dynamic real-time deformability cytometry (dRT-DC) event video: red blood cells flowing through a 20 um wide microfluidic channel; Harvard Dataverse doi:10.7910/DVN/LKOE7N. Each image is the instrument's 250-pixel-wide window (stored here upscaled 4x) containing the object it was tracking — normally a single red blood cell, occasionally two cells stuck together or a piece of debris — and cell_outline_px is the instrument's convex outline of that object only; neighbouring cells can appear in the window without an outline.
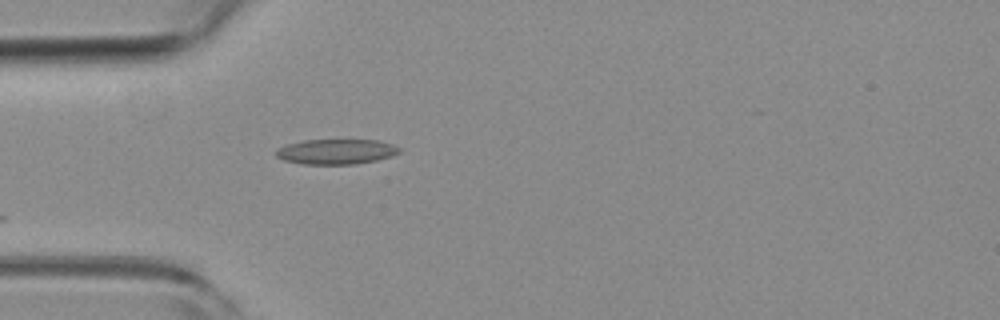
{"species": "common noctule bat (a hibernating species)", "species_latin": "Nyctalus noctula", "temperature_condition": "room temperature", "stored_images_in_passage": 10, "camera_frame_rate_fps": 3000, "um_per_image_px": 0.085, "animal": {"sex": "female", "body_mass_g": 19.3, "forearm_length_mm": 54.1}, "frame": {"image": 1, "passage_image": 1, "time_ms": 0.0, "image_size_px": [1000, 320], "cell_outline_px": [[400, 152], [392, 156], [376, 160], [356, 164], [304, 164], [284, 160], [276, 156], [276, 148], [288, 144], [304, 140], [380, 140], [392, 144], [400, 148]], "centroid_in_image_um": [28.59, 12.89], "position_along_channel_um": 56.4, "area_um2": 18.03}}
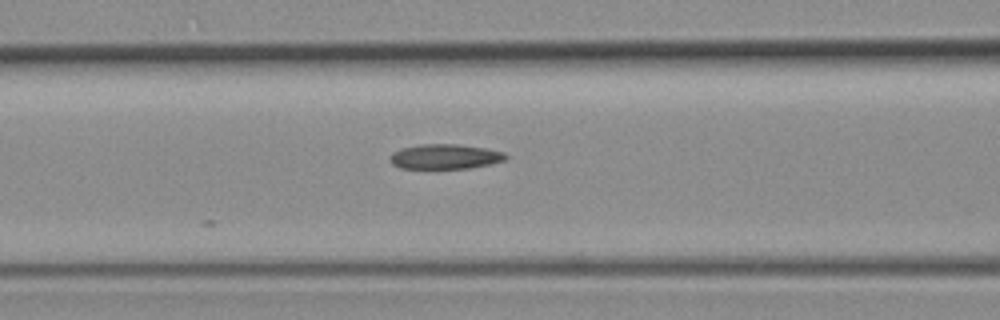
{"frame": {"image": 2, "passage_image": 7, "time_ms": 2.0, "image_size_px": [1000, 320], "cell_outline_px": [[508, 156], [504, 160], [492, 164], [472, 168], [400, 168], [392, 164], [392, 152], [400, 148], [420, 144], [456, 144], [488, 148], [504, 152]], "centroid_in_image_um": [37.87, 13.3], "position_along_channel_um": 128.7, "area_um2": 16.82}}
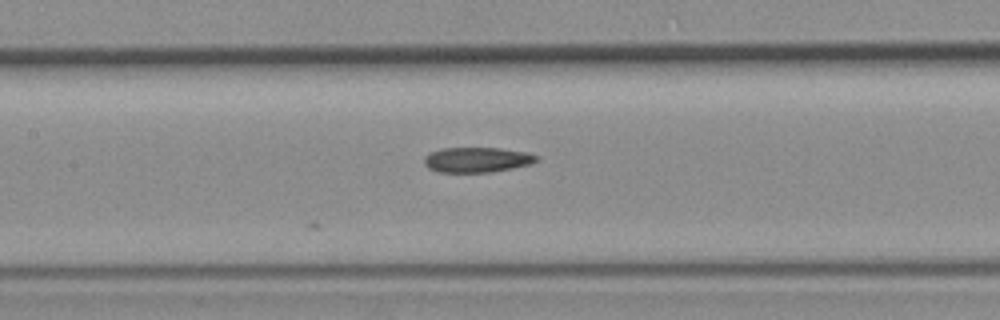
{"frame": {"image": 3, "passage_image": 10, "time_ms": 3.0, "image_size_px": [1000, 320], "cell_outline_px": [[540, 160], [532, 164], [492, 172], [436, 172], [428, 168], [424, 164], [424, 156], [440, 148], [500, 148], [528, 152], [540, 156]], "centroid_in_image_um": [40.58, 13.58], "position_along_channel_um": 166.8, "area_um2": 16.7}}